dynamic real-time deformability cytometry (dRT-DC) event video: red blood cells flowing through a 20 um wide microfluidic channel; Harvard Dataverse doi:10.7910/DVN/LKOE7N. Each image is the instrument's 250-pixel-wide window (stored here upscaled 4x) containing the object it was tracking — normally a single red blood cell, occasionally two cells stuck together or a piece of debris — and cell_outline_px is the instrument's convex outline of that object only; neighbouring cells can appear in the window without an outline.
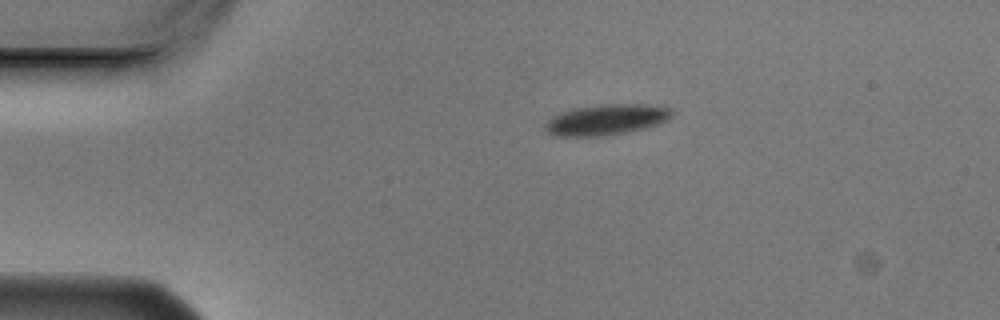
{"species": "Egyptian fruit bat (a non-hibernating species)", "species_latin": "Rousettus aegyptiacus", "temperature_condition": "cold", "stored_images_in_passage": 2, "camera_frame_rate_fps": 3000, "um_per_image_px": 0.085, "animal": {"sex": "male"}, "frame": {"image": 1, "passage_image": 1, "time_ms": 0.0, "image_size_px": [1000, 320], "cell_outline_px": [[672, 116], [668, 120], [656, 124], [624, 132], [604, 136], [556, 136], [548, 132], [544, 128], [544, 124], [552, 116], [576, 108], [600, 104], [648, 104], [672, 108]], "centroid_in_image_um": [51.53, 10.16], "position_along_channel_um": 33.5, "area_um2": 22.43}}